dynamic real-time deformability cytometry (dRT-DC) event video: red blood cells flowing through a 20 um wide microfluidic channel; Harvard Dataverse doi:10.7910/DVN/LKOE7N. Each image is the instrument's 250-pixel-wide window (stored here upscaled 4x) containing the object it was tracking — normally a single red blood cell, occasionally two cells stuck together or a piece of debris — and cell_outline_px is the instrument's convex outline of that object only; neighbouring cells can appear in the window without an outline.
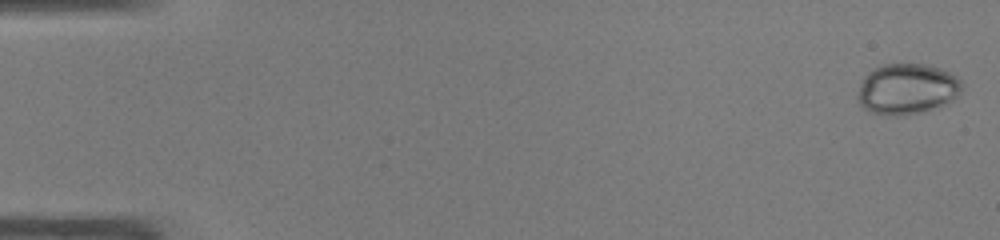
{"species": "common noctule bat (a hibernating species)", "species_latin": "Nyctalus noctula", "temperature_condition": "warm", "stored_images_in_passage": 48, "camera_frame_rate_fps": 3000, "um_per_image_px": 0.085, "animal": {"sex": "male", "body_mass_g": 19.0, "forearm_length_mm": 50.8}, "frame": {"image": 1, "passage_image": 1, "time_ms": 0.0, "image_size_px": [1000, 240], "cell_outline_px": [[960, 92], [920, 112], [900, 116], [888, 116], [872, 112], [864, 108], [860, 104], [860, 80], [872, 68], [884, 64], [924, 64], [940, 68], [956, 76], [960, 80]], "centroid_in_image_um": [77.0, 7.53], "position_along_channel_um": 8.0, "area_um2": 29.77}}
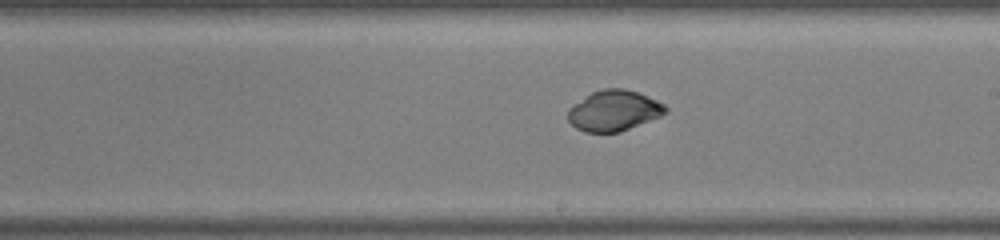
{"frame": {"image": 2, "passage_image": 28, "time_ms": 9.0, "image_size_px": [1000, 240], "cell_outline_px": [[668, 112], [660, 116], [620, 132], [584, 132], [576, 128], [568, 120], [568, 108], [592, 92], [604, 88], [624, 88], [636, 92], [656, 100], [664, 104], [668, 108]], "centroid_in_image_um": [52.18, 9.41], "position_along_channel_um": 236.8, "area_um2": 22.95}}
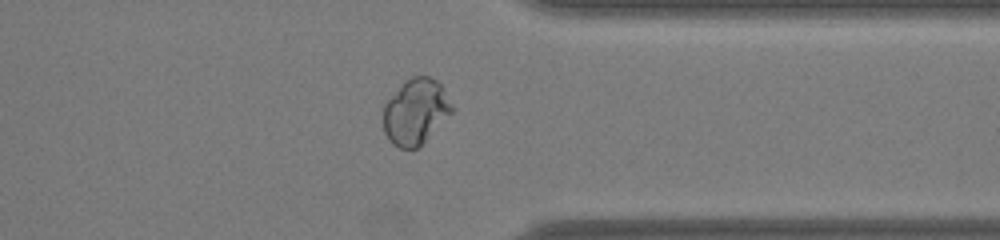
{"frame": {"image": 3, "passage_image": 38, "time_ms": 12.333, "image_size_px": [1000, 240], "cell_outline_px": [[456, 108], [416, 148], [400, 148], [392, 144], [388, 140], [384, 132], [384, 104], [404, 80], [412, 76], [428, 76], [436, 80], [440, 84]], "centroid_in_image_um": [35.32, 9.46], "position_along_channel_um": 376.1, "area_um2": 26.01}, "authors_computed_cell_mechanics": {"area_um2": 27.2527, "velocity_mm_per_s": 4.2551, "shape_relaxation_time_tau1_ms": 4.6734, "shape_relaxation_time_tau2_ms": null, "deformation_change_tau1": 0.1111, "deformation_change_tau2": null}}